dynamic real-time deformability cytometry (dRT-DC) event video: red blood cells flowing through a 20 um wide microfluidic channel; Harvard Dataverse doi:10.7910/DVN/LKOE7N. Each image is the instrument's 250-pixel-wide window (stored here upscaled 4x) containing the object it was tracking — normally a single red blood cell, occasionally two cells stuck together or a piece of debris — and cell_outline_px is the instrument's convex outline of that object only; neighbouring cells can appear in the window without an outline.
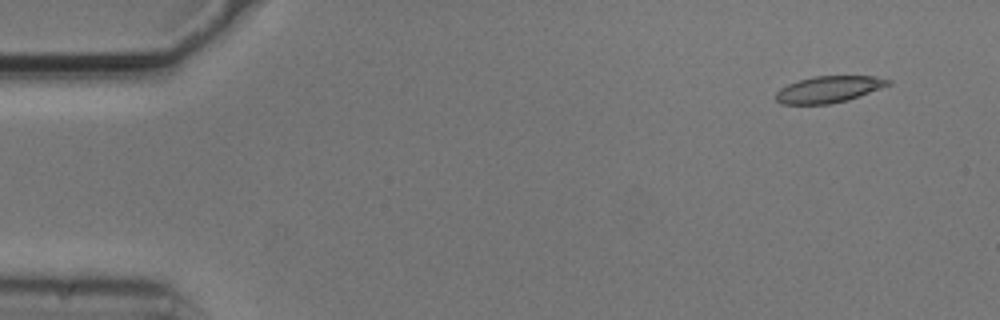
{"species": "common noctule bat (a hibernating species)", "species_latin": "Nyctalus noctula", "temperature_condition": "cold", "stored_images_in_passage": 4, "camera_frame_rate_fps": 3000, "um_per_image_px": 0.085, "animal": {"sex": "male", "body_mass_g": 20.5, "forearm_length_mm": 52.5}, "frame": {"image": 1, "passage_image": 1, "time_ms": 0.0, "image_size_px": [1000, 320], "cell_outline_px": [[892, 84], [848, 100], [828, 104], [780, 104], [776, 100], [776, 92], [780, 88], [788, 84], [800, 80], [816, 76], [876, 76], [892, 80]], "centroid_in_image_um": [70.46, 7.59], "position_along_channel_um": 14.5, "area_um2": 17.34}}